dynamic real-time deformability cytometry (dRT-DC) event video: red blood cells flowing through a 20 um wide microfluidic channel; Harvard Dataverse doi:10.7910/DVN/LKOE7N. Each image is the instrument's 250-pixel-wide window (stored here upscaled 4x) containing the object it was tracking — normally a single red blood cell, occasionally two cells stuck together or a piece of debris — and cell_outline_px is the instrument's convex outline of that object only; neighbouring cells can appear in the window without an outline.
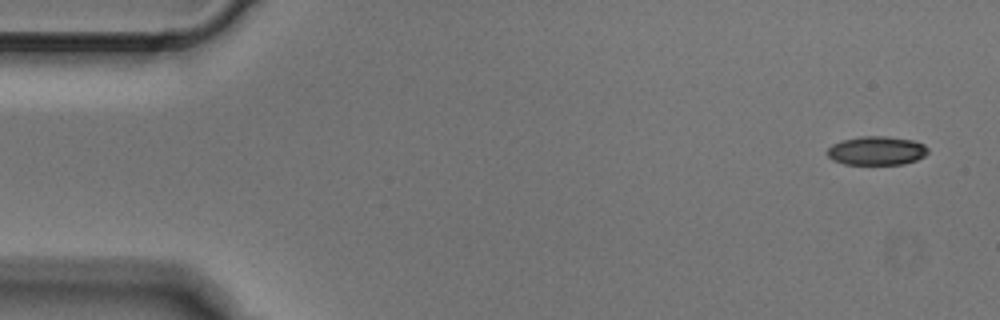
{"species": "Egyptian fruit bat (a non-hibernating species)", "species_latin": "Rousettus aegyptiacus", "temperature_condition": "cold", "stored_images_in_passage": 3, "camera_frame_rate_fps": 3000, "um_per_image_px": 0.085, "animal": {"sex": "male"}, "frame": {"image": 1, "passage_image": 1, "time_ms": 0.0, "image_size_px": [1000, 320], "cell_outline_px": [[928, 152], [924, 156], [916, 160], [904, 164], [844, 164], [832, 160], [828, 156], [828, 148], [832, 144], [840, 140], [860, 136], [884, 136], [912, 140], [924, 144], [928, 148]], "centroid_in_image_um": [74.5, 12.8], "position_along_channel_um": 10.5, "area_um2": 16.94}}